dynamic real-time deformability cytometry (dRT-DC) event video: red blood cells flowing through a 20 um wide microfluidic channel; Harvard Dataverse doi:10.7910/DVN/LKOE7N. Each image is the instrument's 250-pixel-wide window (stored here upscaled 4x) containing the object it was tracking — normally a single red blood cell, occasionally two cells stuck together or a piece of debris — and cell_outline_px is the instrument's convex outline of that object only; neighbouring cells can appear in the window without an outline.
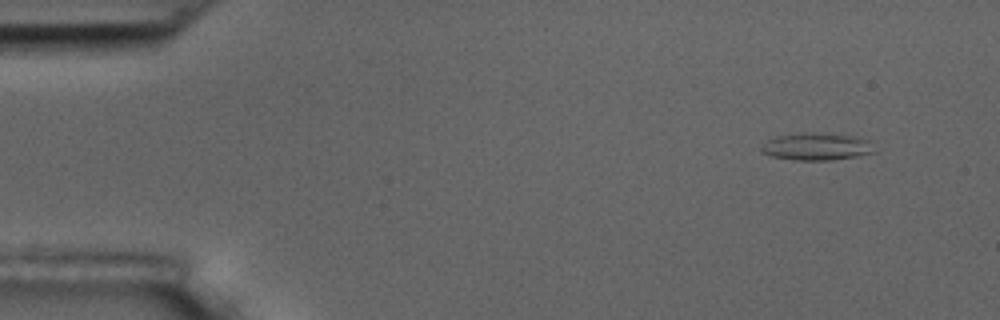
{"species": "common noctule bat (a hibernating species)", "species_latin": "Nyctalus noctula", "temperature_condition": "room temperature", "stored_images_in_passage": 4, "camera_frame_rate_fps": 3000, "um_per_image_px": 0.085, "animal": {"sex": "male", "body_mass_g": 17.5, "forearm_length_mm": 52.3}, "frame": {"image": 1, "passage_image": 1, "time_ms": 0.0, "image_size_px": [1000, 320], "cell_outline_px": [[876, 152], [856, 156], [832, 160], [792, 160], [768, 156], [760, 148], [768, 140], [776, 136], [800, 132], [812, 132], [860, 136], [868, 140]], "centroid_in_image_um": [69.41, 12.45], "position_along_channel_um": 15.6, "area_um2": 18.21}}
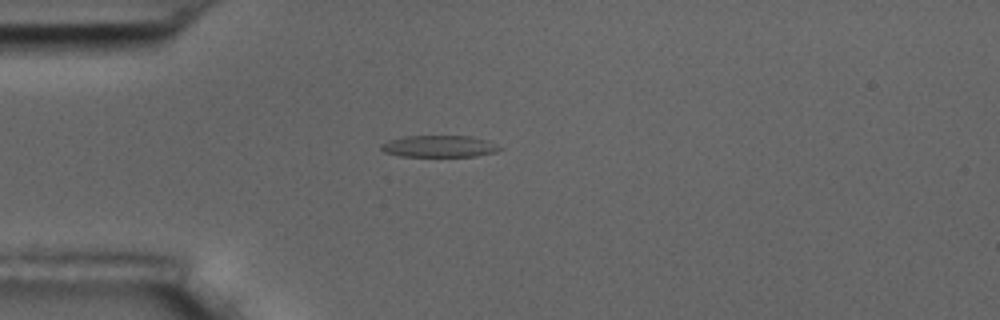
{"frame": {"image": 2, "passage_image": 4, "time_ms": 3.333, "image_size_px": [1000, 320], "cell_outline_px": [[504, 148], [496, 152], [476, 156], [400, 156], [384, 152], [380, 148], [380, 144], [388, 140], [404, 136], [472, 136], [488, 140]], "centroid_in_image_um": [37.34, 12.43], "position_along_channel_um": 47.7, "area_um2": 15.14}}